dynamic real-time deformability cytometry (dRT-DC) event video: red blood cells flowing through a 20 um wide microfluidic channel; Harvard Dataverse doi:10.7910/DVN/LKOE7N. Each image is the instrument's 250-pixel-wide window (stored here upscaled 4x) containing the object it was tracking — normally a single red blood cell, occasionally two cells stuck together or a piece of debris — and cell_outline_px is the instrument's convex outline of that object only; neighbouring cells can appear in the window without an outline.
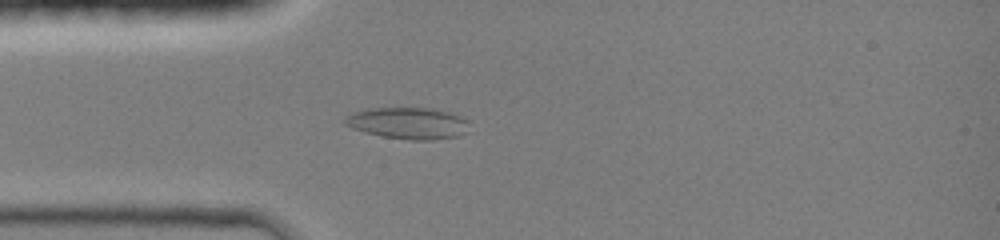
{"species": "common noctule bat (a hibernating species)", "species_latin": "Nyctalus noctula", "temperature_condition": "room temperature", "stored_images_in_passage": 38, "camera_frame_rate_fps": 3000, "um_per_image_px": 0.085, "animal": {"sex": "female", "body_mass_g": 19.0, "forearm_length_mm": 51.5}, "frame": {"image": 1, "passage_image": 8, "time_ms": 2.333, "image_size_px": [1000, 240], "cell_outline_px": [[468, 120], [464, 132], [460, 136], [432, 140], [412, 140], [380, 136], [364, 132], [352, 128], [344, 124], [344, 116], [352, 112], [368, 108], [432, 108], [448, 112], [460, 116]], "centroid_in_image_um": [34.63, 10.47], "position_along_channel_um": 50.4, "area_um2": 22.95}}
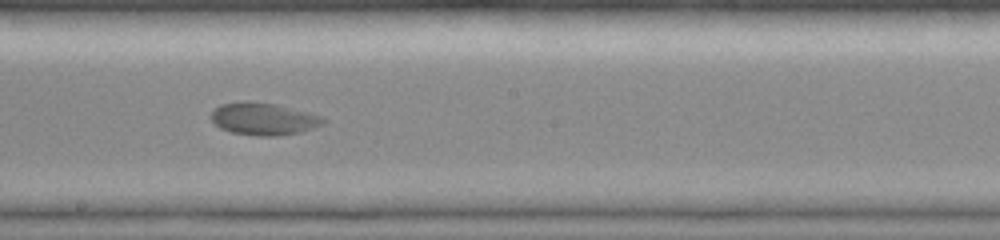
{"frame": {"image": 2, "passage_image": 21, "time_ms": 6.667, "image_size_px": [1000, 240], "cell_outline_px": [[328, 120], [324, 124], [300, 132], [276, 136], [256, 136], [232, 132], [220, 128], [212, 120], [212, 112], [220, 104], [244, 100], [248, 100], [276, 104], [308, 112], [320, 116]], "centroid_in_image_um": [22.41, 10.09], "position_along_channel_um": 225.8, "area_um2": 21.15}}
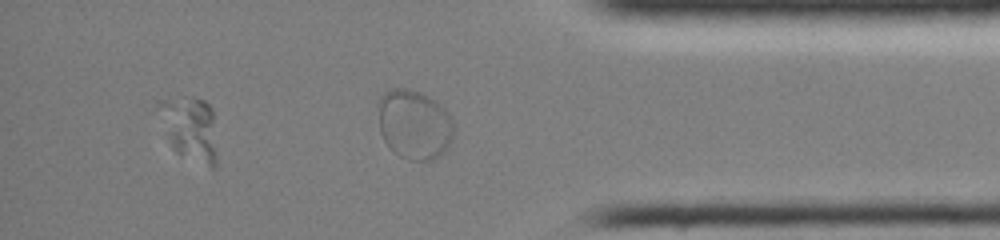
{"frame": {"image": 3, "passage_image": 34, "time_ms": 11.0, "image_size_px": [1000, 240], "cell_outline_px": [[216, 168], [212, 168], [176, 152], [172, 148], [168, 132], [184, 104], [192, 96], [204, 100], [212, 108], [216, 152]], "centroid_in_image_um": [16.57, 11.27], "position_along_channel_um": 418.6, "area_um2": 17.17}}